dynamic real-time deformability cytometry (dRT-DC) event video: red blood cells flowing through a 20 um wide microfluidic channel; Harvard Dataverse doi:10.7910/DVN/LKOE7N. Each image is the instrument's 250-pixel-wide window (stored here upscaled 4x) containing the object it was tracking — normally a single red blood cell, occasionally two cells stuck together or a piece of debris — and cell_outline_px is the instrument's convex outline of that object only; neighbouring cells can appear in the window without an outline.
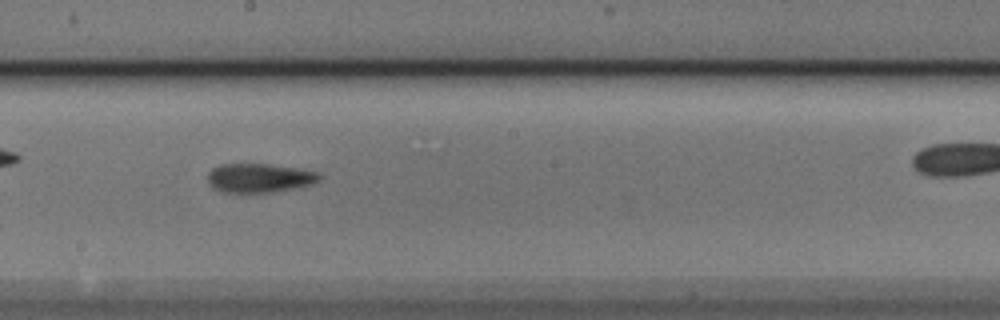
{"species": "Egyptian fruit bat (a non-hibernating species)", "species_latin": "Rousettus aegyptiacus", "temperature_condition": "cold", "stored_images_in_passage": 29, "camera_frame_rate_fps": 3000, "um_per_image_px": 0.085, "animal": {"sex": "male"}, "frame": {"image": 1, "passage_image": 13, "time_ms": 4.0, "image_size_px": [1000, 320], "cell_outline_px": [[320, 180], [312, 184], [300, 188], [272, 192], [224, 192], [212, 188], [208, 184], [208, 172], [212, 168], [220, 164], [268, 164], [296, 168], [320, 172]], "centroid_in_image_um": [22.05, 15.13], "position_along_channel_um": 226.1, "area_um2": 19.07}}